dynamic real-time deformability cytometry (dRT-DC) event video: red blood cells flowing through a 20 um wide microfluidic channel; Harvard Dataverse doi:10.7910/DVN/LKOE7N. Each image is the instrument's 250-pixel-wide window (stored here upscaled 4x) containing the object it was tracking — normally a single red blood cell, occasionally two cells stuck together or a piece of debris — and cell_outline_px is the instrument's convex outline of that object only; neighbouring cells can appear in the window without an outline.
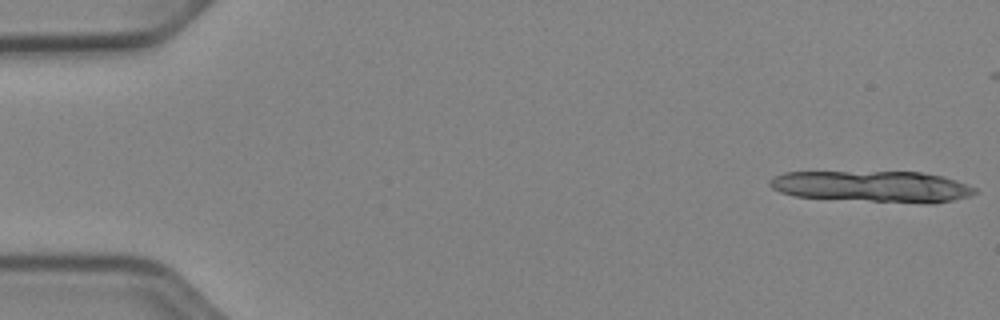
{"species": "Egyptian fruit bat (a non-hibernating species)", "species_latin": "Rousettus aegyptiacus", "temperature_condition": "cold", "stored_images_in_passage": 12, "camera_frame_rate_fps": 3000, "um_per_image_px": 0.085, "animal": {"sex": "female"}, "frame": {"image": 1, "passage_image": 1, "time_ms": 0.0, "image_size_px": [1000, 320], "cell_outline_px": [[976, 192], [968, 196], [952, 200], [872, 200], [796, 196], [780, 192], [772, 188], [768, 184], [768, 180], [772, 176], [784, 172], [920, 172], [944, 176], [956, 180], [976, 188]], "centroid_in_image_um": [74.03, 15.79], "position_along_channel_um": 11.0, "area_um2": 35.78}}